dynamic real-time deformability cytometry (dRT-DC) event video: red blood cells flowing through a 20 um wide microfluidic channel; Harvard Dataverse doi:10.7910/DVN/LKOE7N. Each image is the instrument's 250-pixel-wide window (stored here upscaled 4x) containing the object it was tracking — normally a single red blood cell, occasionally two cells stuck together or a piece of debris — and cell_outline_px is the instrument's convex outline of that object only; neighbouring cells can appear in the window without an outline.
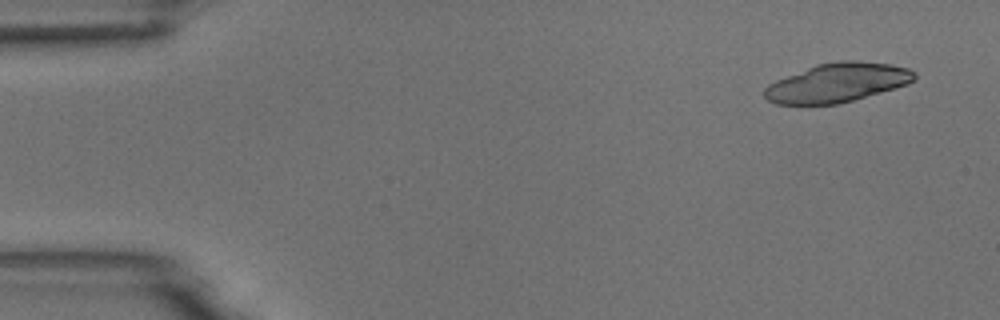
{"species": "common noctule bat (a hibernating species)", "species_latin": "Nyctalus noctula", "temperature_condition": "room temperature", "stored_images_in_passage": 3, "camera_frame_rate_fps": 3000, "um_per_image_px": 0.085, "animal": {"sex": "male", "body_mass_g": 18.8}, "frame": {"image": 1, "passage_image": 1, "time_ms": 0.0, "image_size_px": [1000, 320], "cell_outline_px": [[916, 80], [908, 84], [852, 100], [836, 104], [776, 104], [768, 100], [764, 96], [764, 88], [768, 84], [776, 80], [816, 64], [840, 60], [856, 60], [892, 64], [908, 68], [916, 72]], "centroid_in_image_um": [71.19, 7.01], "position_along_channel_um": 13.8, "area_um2": 34.04}}